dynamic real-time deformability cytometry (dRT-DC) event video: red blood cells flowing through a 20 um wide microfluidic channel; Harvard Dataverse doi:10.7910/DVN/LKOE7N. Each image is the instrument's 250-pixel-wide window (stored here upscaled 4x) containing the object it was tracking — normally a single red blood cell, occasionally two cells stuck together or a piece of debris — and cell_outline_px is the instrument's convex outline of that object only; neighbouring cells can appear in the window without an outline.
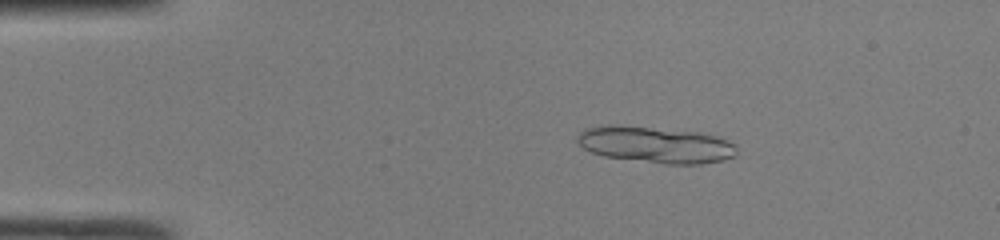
{"species": "common noctule bat (a hibernating species)", "species_latin": "Nyctalus noctula", "temperature_condition": "room temperature", "stored_images_in_passage": 48, "camera_frame_rate_fps": 3000, "um_per_image_px": 0.085, "animal": {"sex": "male", "body_mass_g": 19.0, "forearm_length_mm": 50.8}, "frame": {"image": 1, "passage_image": 8, "time_ms": 2.333, "image_size_px": [1000, 240], "cell_outline_px": [[736, 156], [724, 160], [700, 164], [664, 164], [604, 156], [592, 152], [584, 148], [576, 140], [576, 136], [584, 128], [608, 124], [700, 132], [720, 136], [732, 144], [736, 148]], "centroid_in_image_um": [55.72, 12.3], "position_along_channel_um": 29.3, "area_um2": 33.87}}